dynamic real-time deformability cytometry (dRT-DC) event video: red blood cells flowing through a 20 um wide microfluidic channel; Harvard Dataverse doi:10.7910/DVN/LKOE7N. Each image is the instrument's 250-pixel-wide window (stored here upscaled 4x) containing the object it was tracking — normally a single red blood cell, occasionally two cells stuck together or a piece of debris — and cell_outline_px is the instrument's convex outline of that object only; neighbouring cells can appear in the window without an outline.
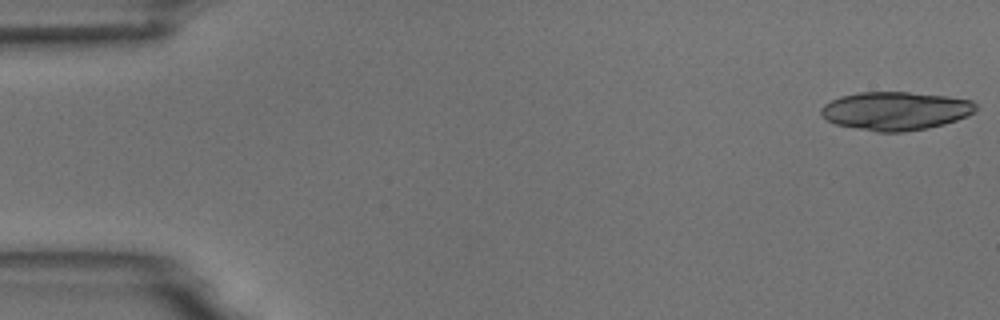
{"species": "common noctule bat (a hibernating species)", "species_latin": "Nyctalus noctula", "temperature_condition": "room temperature", "stored_images_in_passage": 5, "camera_frame_rate_fps": 3000, "um_per_image_px": 0.085, "animal": {"sex": "male", "body_mass_g": 18.8}, "frame": {"image": 1, "passage_image": 1, "time_ms": 0.0, "image_size_px": [1000, 320], "cell_outline_px": [[980, 108], [976, 112], [968, 116], [944, 124], [928, 128], [904, 132], [876, 132], [836, 124], [820, 116], [820, 108], [824, 104], [840, 96], [860, 92], [908, 92], [944, 96], [972, 100]], "centroid_in_image_um": [76.14, 9.43], "position_along_channel_um": 8.9, "area_um2": 34.85}}